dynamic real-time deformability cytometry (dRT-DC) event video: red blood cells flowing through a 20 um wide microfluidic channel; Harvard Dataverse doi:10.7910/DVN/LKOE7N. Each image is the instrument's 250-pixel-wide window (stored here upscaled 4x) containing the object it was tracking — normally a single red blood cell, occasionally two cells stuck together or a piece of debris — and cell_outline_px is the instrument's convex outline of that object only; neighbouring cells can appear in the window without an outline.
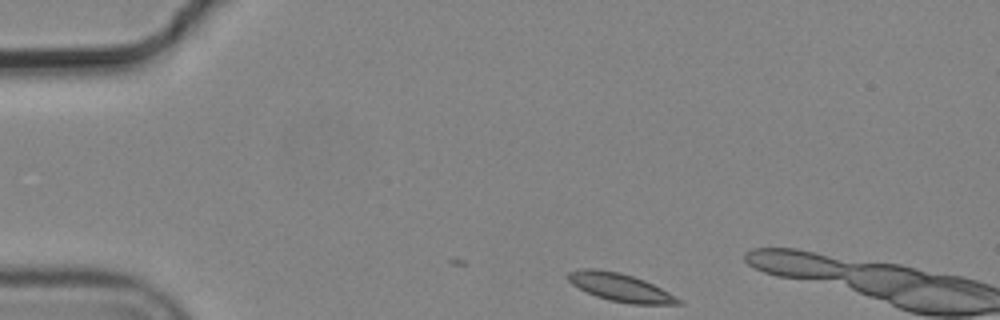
{"species": "common noctule bat (a hibernating species)", "species_latin": "Nyctalus noctula", "temperature_condition": "cold", "stored_images_in_passage": 2, "camera_frame_rate_fps": 3000, "um_per_image_px": 0.085, "animal": {"sex": "male", "body_mass_g": 19.2, "forearm_length_mm": 51.8}, "frame": {"image": 1, "passage_image": 2, "time_ms": 0.333, "image_size_px": [1000, 320], "cell_outline_px": [[684, 304], [632, 304], [608, 300], [596, 296], [572, 284], [568, 280], [568, 272], [576, 268], [596, 268], [620, 272], [644, 280], [684, 300]], "centroid_in_image_um": [52.73, 24.42], "position_along_channel_um": 32.3, "area_um2": 18.03}}